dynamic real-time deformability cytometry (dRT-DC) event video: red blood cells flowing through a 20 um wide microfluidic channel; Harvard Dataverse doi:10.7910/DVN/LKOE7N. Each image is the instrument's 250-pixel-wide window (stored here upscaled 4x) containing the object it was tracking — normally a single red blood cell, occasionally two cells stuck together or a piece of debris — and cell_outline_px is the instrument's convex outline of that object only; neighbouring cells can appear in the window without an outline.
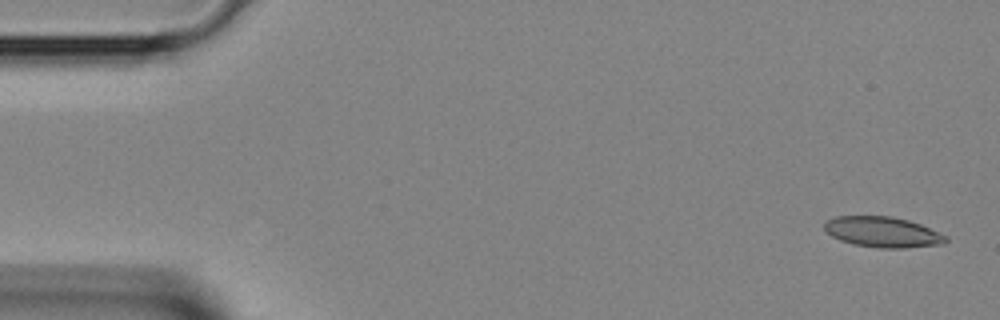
{"species": "Egyptian fruit bat (a non-hibernating species)", "species_latin": "Rousettus aegyptiacus", "temperature_condition": "room temperature", "stored_images_in_passage": 3, "camera_frame_rate_fps": 3000, "um_per_image_px": 0.085, "animal": {"sex": "female"}, "frame": {"image": 1, "passage_image": 1, "time_ms": 0.0, "image_size_px": [1000, 320], "cell_outline_px": [[948, 240], [944, 244], [904, 248], [876, 248], [852, 244], [840, 240], [824, 232], [824, 224], [828, 220], [836, 216], [892, 216], [908, 220], [920, 224], [948, 236]], "centroid_in_image_um": [75.02, 19.73], "position_along_channel_um": 10.0, "area_um2": 21.79}}
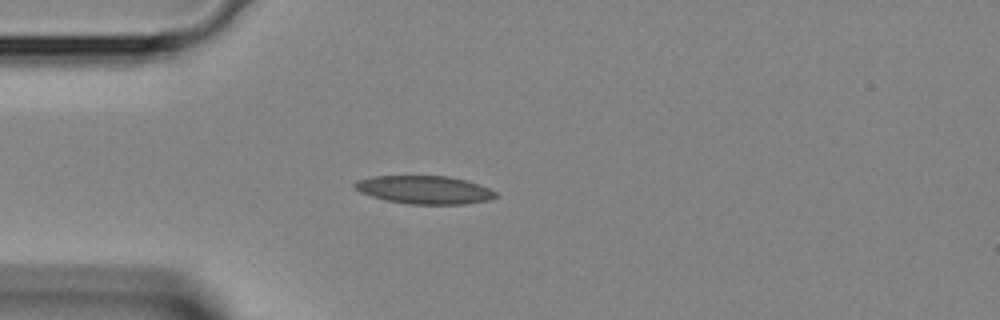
{"frame": {"image": 2, "passage_image": 3, "time_ms": 0.667, "image_size_px": [1000, 320], "cell_outline_px": [[496, 196], [488, 200], [464, 204], [408, 204], [384, 200], [360, 192], [352, 188], [352, 184], [356, 180], [372, 176], [448, 176], [464, 180], [488, 188], [496, 192]], "centroid_in_image_um": [35.99, 16.13], "position_along_channel_um": 49.0, "area_um2": 23.06}}